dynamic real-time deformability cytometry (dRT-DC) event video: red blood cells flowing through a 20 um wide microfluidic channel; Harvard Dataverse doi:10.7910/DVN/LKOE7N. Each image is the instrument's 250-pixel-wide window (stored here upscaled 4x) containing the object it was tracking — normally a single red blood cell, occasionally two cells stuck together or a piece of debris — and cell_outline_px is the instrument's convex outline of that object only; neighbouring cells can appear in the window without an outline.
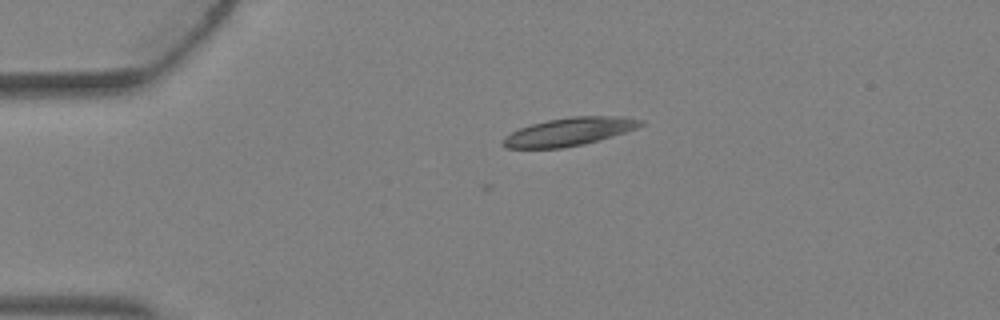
{"species": "Egyptian fruit bat (a non-hibernating species)", "species_latin": "Rousettus aegyptiacus", "temperature_condition": "warm", "stored_images_in_passage": 5, "camera_frame_rate_fps": 3000, "um_per_image_px": 0.085, "animal": {"sex": "female"}, "frame": {"image": 1, "passage_image": 5, "time_ms": 1.333, "image_size_px": [1000, 320], "cell_outline_px": [[644, 124], [636, 128], [612, 136], [584, 144], [560, 148], [504, 148], [500, 144], [500, 140], [504, 136], [520, 128], [532, 124], [548, 120], [572, 116], [624, 116], [644, 120]], "centroid_in_image_um": [48.35, 11.19], "position_along_channel_um": 36.6, "area_um2": 22.54}}